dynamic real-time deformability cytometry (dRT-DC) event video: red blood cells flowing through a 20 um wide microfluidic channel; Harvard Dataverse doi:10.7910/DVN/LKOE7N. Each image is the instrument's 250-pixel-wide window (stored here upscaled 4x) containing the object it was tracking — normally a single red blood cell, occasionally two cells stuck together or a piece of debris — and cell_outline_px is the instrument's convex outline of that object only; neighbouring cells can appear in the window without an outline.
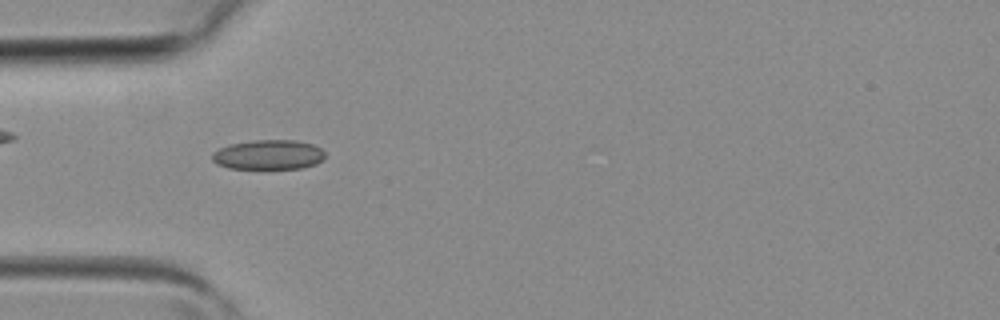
{"species": "common noctule bat (a hibernating species)", "species_latin": "Nyctalus noctula", "temperature_condition": "room temperature", "stored_images_in_passage": 3, "camera_frame_rate_fps": 3000, "um_per_image_px": 0.085, "animal": {"sex": "female", "body_mass_g": 19.3, "forearm_length_mm": 54.1}, "frame": {"image": 1, "passage_image": 3, "time_ms": 0.667, "image_size_px": [1000, 320], "cell_outline_px": [[324, 160], [316, 164], [300, 168], [268, 172], [228, 168], [216, 164], [212, 160], [212, 152], [228, 144], [252, 140], [296, 140], [312, 144], [320, 148], [324, 152]], "centroid_in_image_um": [22.79, 13.2], "position_along_channel_um": 62.2, "area_um2": 20.63}}